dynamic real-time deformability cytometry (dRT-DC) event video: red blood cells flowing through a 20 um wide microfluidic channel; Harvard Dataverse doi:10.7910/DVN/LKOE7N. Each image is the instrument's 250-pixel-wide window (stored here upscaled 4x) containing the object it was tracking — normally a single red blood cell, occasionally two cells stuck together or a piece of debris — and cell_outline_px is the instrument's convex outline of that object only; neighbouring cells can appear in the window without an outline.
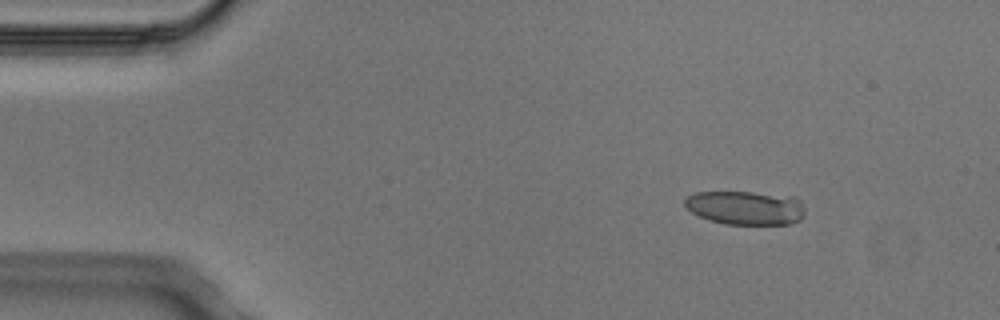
{"species": "Egyptian fruit bat (a non-hibernating species)", "species_latin": "Rousettus aegyptiacus", "temperature_condition": "cold", "stored_images_in_passage": 7, "camera_frame_rate_fps": 3000, "um_per_image_px": 0.085, "animal": {"sex": "male"}, "frame": {"image": 1, "passage_image": 2, "time_ms": 0.333, "image_size_px": [1000, 320], "cell_outline_px": [[804, 216], [800, 220], [788, 224], [724, 224], [708, 220], [692, 212], [684, 204], [684, 200], [688, 196], [696, 192], [752, 192], [796, 196], [800, 200], [804, 208]], "centroid_in_image_um": [63.4, 17.65], "position_along_channel_um": 21.6, "area_um2": 23.87}}